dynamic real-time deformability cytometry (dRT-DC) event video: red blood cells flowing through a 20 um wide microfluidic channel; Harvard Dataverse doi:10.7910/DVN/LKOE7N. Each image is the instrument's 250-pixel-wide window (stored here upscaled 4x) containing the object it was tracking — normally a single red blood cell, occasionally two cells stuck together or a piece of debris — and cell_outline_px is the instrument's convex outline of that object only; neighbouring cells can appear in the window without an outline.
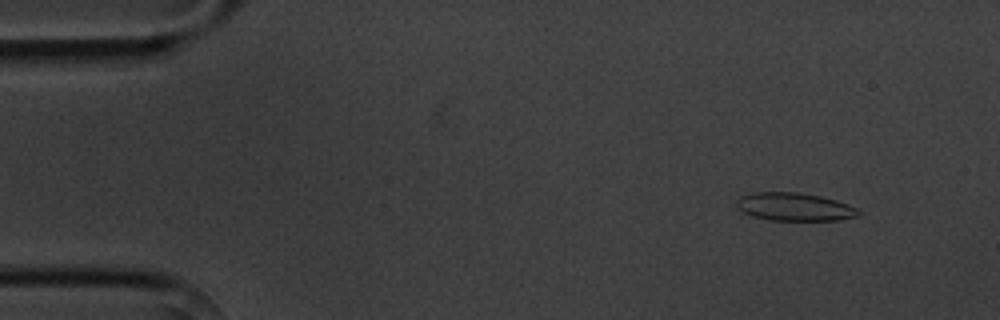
{"species": "common noctule bat (a hibernating species)", "species_latin": "Nyctalus noctula", "temperature_condition": "cold", "stored_images_in_passage": 5, "camera_frame_rate_fps": 3000, "um_per_image_px": 0.085, "animal": {"sex": "male", "body_mass_g": 20.1, "forearm_length_mm": 53.5}, "frame": {"image": 1, "passage_image": 2, "time_ms": 1.0, "image_size_px": [1000, 320], "cell_outline_px": [[860, 212], [856, 216], [840, 220], [768, 220], [752, 216], [736, 208], [736, 200], [740, 196], [752, 192], [796, 192], [820, 196], [836, 200], [848, 204], [856, 208]], "centroid_in_image_um": [67.48, 17.58], "position_along_channel_um": 17.5, "area_um2": 19.94}}